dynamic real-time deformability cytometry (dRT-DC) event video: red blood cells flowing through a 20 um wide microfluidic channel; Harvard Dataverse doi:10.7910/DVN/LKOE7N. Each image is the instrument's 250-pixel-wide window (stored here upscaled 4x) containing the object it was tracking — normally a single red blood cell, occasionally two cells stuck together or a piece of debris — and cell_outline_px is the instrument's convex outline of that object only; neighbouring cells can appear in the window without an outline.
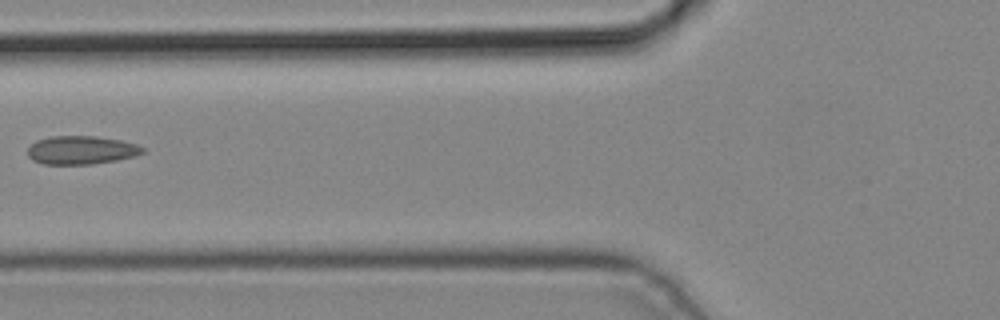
{"species": "common noctule bat (a hibernating species)", "species_latin": "Nyctalus noctula", "temperature_condition": "cold", "stored_images_in_passage": 4, "camera_frame_rate_fps": 3000, "um_per_image_px": 0.085, "animal": {"sex": "male", "body_mass_g": 19.2, "forearm_length_mm": 51.8}, "frame": {"image": 1, "passage_image": 4, "time_ms": 1.0, "image_size_px": [1000, 320], "cell_outline_px": [[144, 152], [136, 156], [116, 160], [92, 164], [44, 164], [32, 160], [28, 156], [28, 148], [36, 140], [52, 136], [96, 136], [120, 140], [136, 144], [144, 148]], "centroid_in_image_um": [6.9, 12.76], "position_along_channel_um": 118.9, "area_um2": 19.02}}